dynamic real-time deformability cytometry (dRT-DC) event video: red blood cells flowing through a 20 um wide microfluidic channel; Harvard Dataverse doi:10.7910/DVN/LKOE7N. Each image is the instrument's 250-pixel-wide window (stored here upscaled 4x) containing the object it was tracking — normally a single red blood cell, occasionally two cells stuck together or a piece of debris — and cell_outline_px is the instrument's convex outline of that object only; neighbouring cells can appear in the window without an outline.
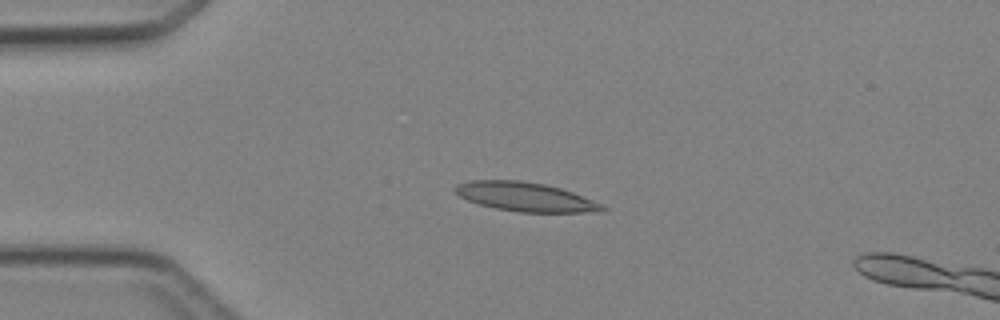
{"species": "Egyptian fruit bat (a non-hibernating species)", "species_latin": "Rousettus aegyptiacus", "temperature_condition": "cold", "stored_images_in_passage": 5, "camera_frame_rate_fps": 3000, "um_per_image_px": 0.085, "animal": {"sex": "female"}, "frame": {"image": 1, "passage_image": 3, "time_ms": 3.333, "image_size_px": [1000, 320], "cell_outline_px": [[608, 208], [604, 212], [520, 212], [496, 208], [480, 204], [468, 200], [460, 196], [452, 188], [456, 184], [472, 180], [520, 180], [544, 184], [560, 188], [572, 192], [604, 204]], "centroid_in_image_um": [44.7, 16.73], "position_along_channel_um": 40.3, "area_um2": 24.91}}